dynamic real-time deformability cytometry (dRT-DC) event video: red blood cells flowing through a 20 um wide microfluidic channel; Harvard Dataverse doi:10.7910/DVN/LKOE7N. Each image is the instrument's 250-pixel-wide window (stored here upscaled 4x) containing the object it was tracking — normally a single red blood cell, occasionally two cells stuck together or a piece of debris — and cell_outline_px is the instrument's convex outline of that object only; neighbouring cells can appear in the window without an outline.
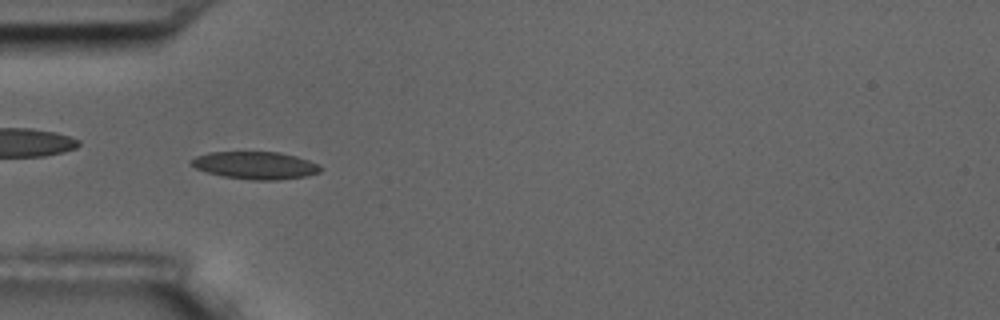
{"species": "common noctule bat (a hibernating species)", "species_latin": "Nyctalus noctula", "temperature_condition": "room temperature", "stored_images_in_passage": 9, "camera_frame_rate_fps": 3000, "um_per_image_px": 0.085, "animal": {"sex": "male", "body_mass_g": 17.5, "forearm_length_mm": 52.3}, "frame": {"image": 1, "passage_image": 1, "time_ms": 0.0, "image_size_px": [1000, 320], "cell_outline_px": [[320, 172], [308, 176], [276, 180], [252, 180], [224, 176], [208, 172], [196, 168], [192, 164], [192, 160], [196, 156], [208, 152], [280, 152], [296, 156], [320, 164]], "centroid_in_image_um": [21.75, 14.05], "position_along_channel_um": 63.2, "area_um2": 20.58}}
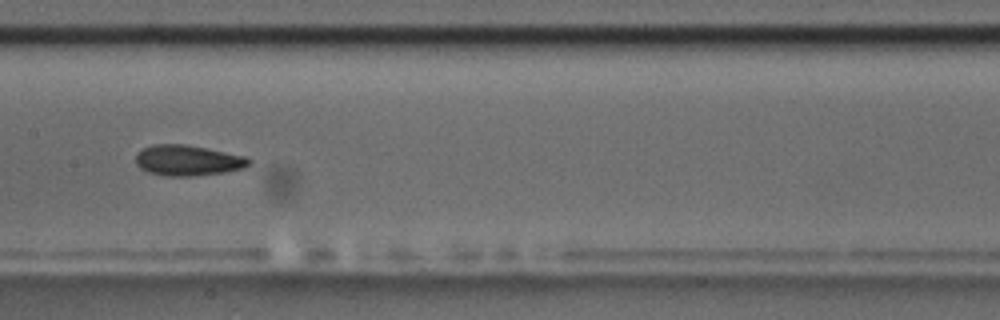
{"frame": {"image": 2, "passage_image": 4, "time_ms": 3.667, "image_size_px": [1000, 320], "cell_outline_px": [[252, 164], [244, 168], [224, 172], [192, 176], [164, 176], [148, 172], [140, 168], [136, 164], [136, 152], [152, 144], [184, 144], [248, 156], [252, 160]], "centroid_in_image_um": [15.98, 13.63], "position_along_channel_um": 191.4, "area_um2": 20.4}}
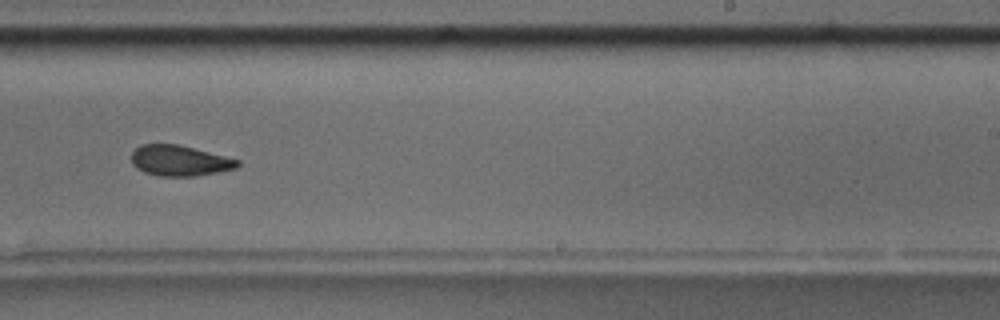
{"frame": {"image": 3, "passage_image": 6, "time_ms": 6.0, "image_size_px": [1000, 320], "cell_outline_px": [[240, 164], [236, 168], [196, 176], [156, 176], [144, 172], [136, 168], [132, 164], [132, 152], [140, 144], [180, 144], [240, 160]], "centroid_in_image_um": [15.25, 13.65], "position_along_channel_um": 273.8, "area_um2": 19.02}}